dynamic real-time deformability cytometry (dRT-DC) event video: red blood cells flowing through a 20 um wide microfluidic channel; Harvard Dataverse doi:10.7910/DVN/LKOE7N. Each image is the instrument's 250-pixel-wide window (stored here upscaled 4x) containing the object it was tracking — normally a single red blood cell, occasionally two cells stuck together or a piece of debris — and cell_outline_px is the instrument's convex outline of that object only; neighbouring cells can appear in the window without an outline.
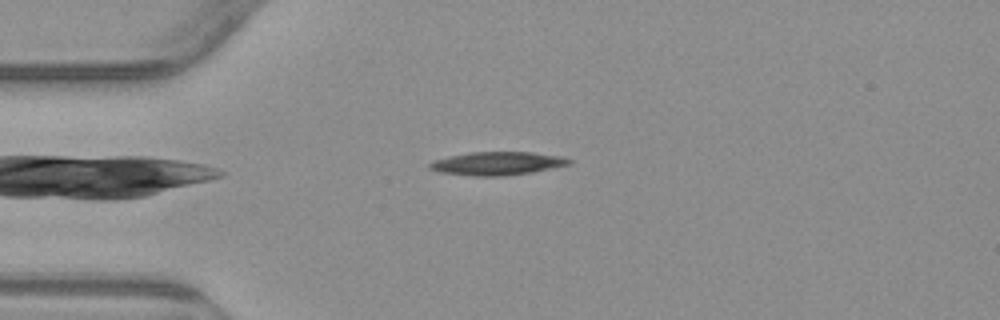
{"species": "common noctule bat (a hibernating species)", "species_latin": "Nyctalus noctula", "temperature_condition": "warm", "stored_images_in_passage": 41, "camera_frame_rate_fps": 3000, "um_per_image_px": 0.085, "animal": {"sex": "male", "body_mass_g": 23.1, "forearm_length_mm": 52.7}, "frame": {"image": 1, "passage_image": 1, "time_ms": 0.0, "image_size_px": [1000, 320], "cell_outline_px": [[572, 164], [532, 172], [504, 176], [472, 176], [440, 172], [428, 168], [428, 164], [432, 160], [448, 156], [468, 152], [532, 152], [560, 156], [572, 160]], "centroid_in_image_um": [42.24, 13.89], "position_along_channel_um": 42.8, "area_um2": 19.07}}
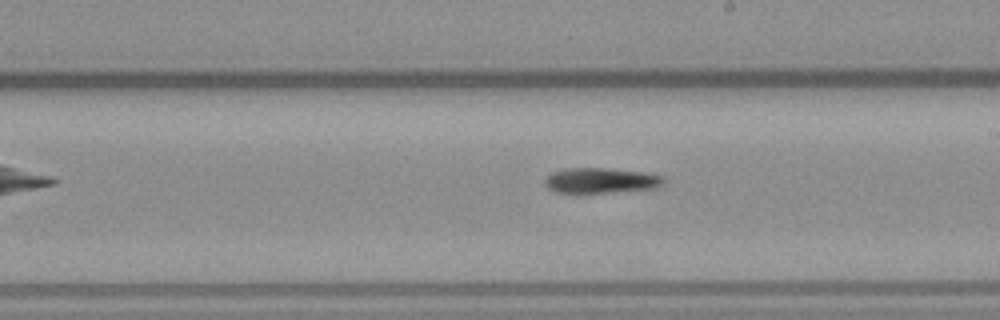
{"frame": {"image": 2, "passage_image": 18, "time_ms": 5.667, "image_size_px": [1000, 320], "cell_outline_px": [[664, 184], [656, 188], [576, 196], [556, 192], [548, 188], [544, 184], [544, 180], [552, 172], [568, 168], [608, 168], [644, 172], [664, 176]], "centroid_in_image_um": [51.03, 15.39], "position_along_channel_um": 238.0, "area_um2": 18.38}}
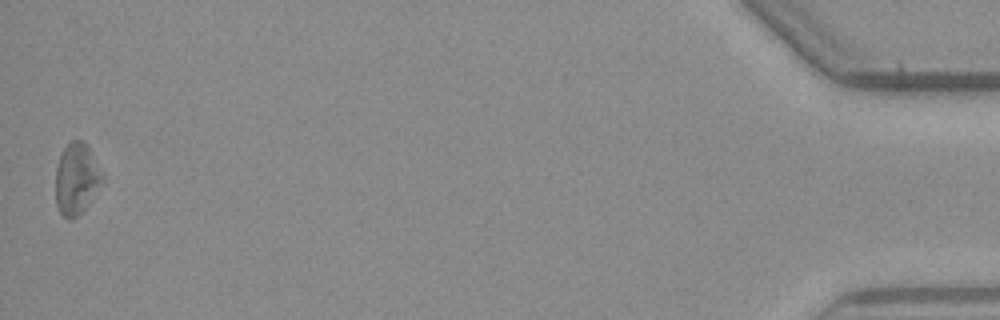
{"frame": {"image": 3, "passage_image": 41, "time_ms": 13.333, "image_size_px": [1000, 320], "cell_outline_px": [[104, 180], [88, 204], [76, 216], [68, 220], [60, 212], [56, 204], [56, 168], [60, 156], [64, 148], [72, 140], [84, 140], [104, 176]], "centroid_in_image_um": [6.5, 15.19], "position_along_channel_um": 428.7, "area_um2": 19.13}}